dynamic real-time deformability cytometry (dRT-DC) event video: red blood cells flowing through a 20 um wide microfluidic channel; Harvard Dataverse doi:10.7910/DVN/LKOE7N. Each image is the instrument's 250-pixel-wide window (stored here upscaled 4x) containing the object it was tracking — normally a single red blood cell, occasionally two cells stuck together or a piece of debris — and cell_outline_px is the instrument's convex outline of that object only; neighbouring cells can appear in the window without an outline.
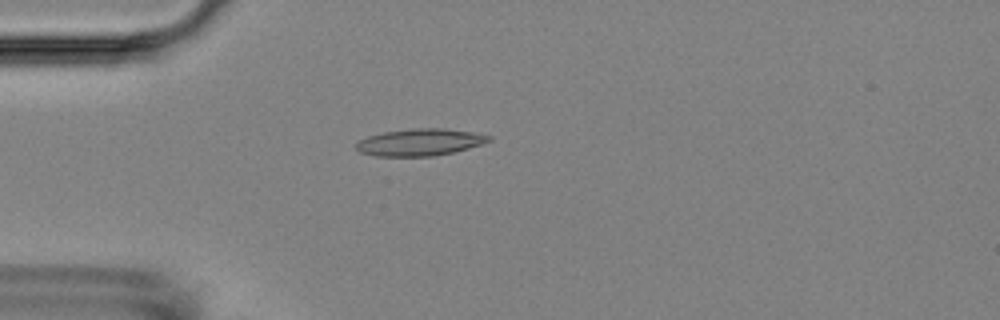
{"species": "Egyptian fruit bat (a non-hibernating species)", "species_latin": "Rousettus aegyptiacus", "temperature_condition": "room temperature", "stored_images_in_passage": 5, "camera_frame_rate_fps": 3000, "um_per_image_px": 0.085, "animal": {"sex": "female"}, "frame": {"image": 1, "passage_image": 4, "time_ms": 3.333, "image_size_px": [1000, 320], "cell_outline_px": [[492, 140], [468, 148], [452, 152], [432, 156], [376, 156], [360, 152], [356, 148], [356, 140], [368, 136], [384, 132], [412, 128], [444, 128], [472, 132], [492, 136]], "centroid_in_image_um": [35.66, 12.08], "position_along_channel_um": 49.3, "area_um2": 20.81}}